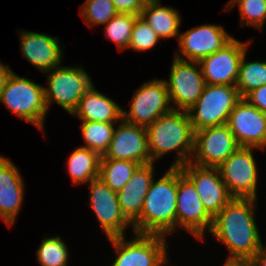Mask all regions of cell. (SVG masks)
Returning a JSON list of instances; mask_svg holds the SVG:
<instances>
[{"mask_svg": "<svg viewBox=\"0 0 266 266\" xmlns=\"http://www.w3.org/2000/svg\"><path fill=\"white\" fill-rule=\"evenodd\" d=\"M253 198H233L213 218L209 233L228 248V258L251 259L262 242L254 218Z\"/></svg>", "mask_w": 266, "mask_h": 266, "instance_id": "1", "label": "cell"}, {"mask_svg": "<svg viewBox=\"0 0 266 266\" xmlns=\"http://www.w3.org/2000/svg\"><path fill=\"white\" fill-rule=\"evenodd\" d=\"M178 168L170 167L152 180L140 217L131 225L138 234H166L176 231Z\"/></svg>", "mask_w": 266, "mask_h": 266, "instance_id": "2", "label": "cell"}, {"mask_svg": "<svg viewBox=\"0 0 266 266\" xmlns=\"http://www.w3.org/2000/svg\"><path fill=\"white\" fill-rule=\"evenodd\" d=\"M152 163L168 152L177 151L170 167L189 163L194 150V130L187 111L171 110L146 127ZM189 153V154H188Z\"/></svg>", "mask_w": 266, "mask_h": 266, "instance_id": "3", "label": "cell"}, {"mask_svg": "<svg viewBox=\"0 0 266 266\" xmlns=\"http://www.w3.org/2000/svg\"><path fill=\"white\" fill-rule=\"evenodd\" d=\"M0 102L20 119L44 130L48 108L45 102L44 86L12 71L0 92Z\"/></svg>", "mask_w": 266, "mask_h": 266, "instance_id": "4", "label": "cell"}, {"mask_svg": "<svg viewBox=\"0 0 266 266\" xmlns=\"http://www.w3.org/2000/svg\"><path fill=\"white\" fill-rule=\"evenodd\" d=\"M241 99L236 86L206 84L196 103L187 111L193 130L227 124L230 113Z\"/></svg>", "mask_w": 266, "mask_h": 266, "instance_id": "5", "label": "cell"}, {"mask_svg": "<svg viewBox=\"0 0 266 266\" xmlns=\"http://www.w3.org/2000/svg\"><path fill=\"white\" fill-rule=\"evenodd\" d=\"M132 241L125 236L108 238L118 253L111 266H164L168 262L166 236L135 233Z\"/></svg>", "mask_w": 266, "mask_h": 266, "instance_id": "6", "label": "cell"}, {"mask_svg": "<svg viewBox=\"0 0 266 266\" xmlns=\"http://www.w3.org/2000/svg\"><path fill=\"white\" fill-rule=\"evenodd\" d=\"M48 74V85L44 87L47 108L52 102L59 104L65 111L72 114L79 100L93 86L91 78L83 67L58 66L45 72Z\"/></svg>", "mask_w": 266, "mask_h": 266, "instance_id": "7", "label": "cell"}, {"mask_svg": "<svg viewBox=\"0 0 266 266\" xmlns=\"http://www.w3.org/2000/svg\"><path fill=\"white\" fill-rule=\"evenodd\" d=\"M255 147H239L217 168L222 181L234 198L257 199V166L252 153Z\"/></svg>", "mask_w": 266, "mask_h": 266, "instance_id": "8", "label": "cell"}, {"mask_svg": "<svg viewBox=\"0 0 266 266\" xmlns=\"http://www.w3.org/2000/svg\"><path fill=\"white\" fill-rule=\"evenodd\" d=\"M173 60L169 81H165L170 103H174L171 107L173 110L188 111L202 94L206 82L199 62L184 61L175 57Z\"/></svg>", "mask_w": 266, "mask_h": 266, "instance_id": "9", "label": "cell"}, {"mask_svg": "<svg viewBox=\"0 0 266 266\" xmlns=\"http://www.w3.org/2000/svg\"><path fill=\"white\" fill-rule=\"evenodd\" d=\"M239 147L227 124L202 128L194 131L190 162L202 167H218Z\"/></svg>", "mask_w": 266, "mask_h": 266, "instance_id": "10", "label": "cell"}, {"mask_svg": "<svg viewBox=\"0 0 266 266\" xmlns=\"http://www.w3.org/2000/svg\"><path fill=\"white\" fill-rule=\"evenodd\" d=\"M165 80L145 82L136 90L130 110H123V119L129 123L147 127L158 117L172 110Z\"/></svg>", "mask_w": 266, "mask_h": 266, "instance_id": "11", "label": "cell"}, {"mask_svg": "<svg viewBox=\"0 0 266 266\" xmlns=\"http://www.w3.org/2000/svg\"><path fill=\"white\" fill-rule=\"evenodd\" d=\"M212 224L213 217L204 208L195 186L178 168L176 226L203 240L205 231L210 232Z\"/></svg>", "mask_w": 266, "mask_h": 266, "instance_id": "12", "label": "cell"}, {"mask_svg": "<svg viewBox=\"0 0 266 266\" xmlns=\"http://www.w3.org/2000/svg\"><path fill=\"white\" fill-rule=\"evenodd\" d=\"M180 169L195 186L204 208L213 218L234 198L217 167H202L189 162Z\"/></svg>", "mask_w": 266, "mask_h": 266, "instance_id": "13", "label": "cell"}, {"mask_svg": "<svg viewBox=\"0 0 266 266\" xmlns=\"http://www.w3.org/2000/svg\"><path fill=\"white\" fill-rule=\"evenodd\" d=\"M101 159L134 161L140 165L152 163L146 127L122 118V123L115 128L109 147Z\"/></svg>", "mask_w": 266, "mask_h": 266, "instance_id": "14", "label": "cell"}, {"mask_svg": "<svg viewBox=\"0 0 266 266\" xmlns=\"http://www.w3.org/2000/svg\"><path fill=\"white\" fill-rule=\"evenodd\" d=\"M90 206L105 232L107 239L125 236V228L131 223L123 215L117 192L111 190L99 178L90 180Z\"/></svg>", "mask_w": 266, "mask_h": 266, "instance_id": "15", "label": "cell"}, {"mask_svg": "<svg viewBox=\"0 0 266 266\" xmlns=\"http://www.w3.org/2000/svg\"><path fill=\"white\" fill-rule=\"evenodd\" d=\"M234 37L220 25L204 24L180 33L179 51L186 58L176 53L175 58L184 61L199 62L203 58L222 49Z\"/></svg>", "mask_w": 266, "mask_h": 266, "instance_id": "16", "label": "cell"}, {"mask_svg": "<svg viewBox=\"0 0 266 266\" xmlns=\"http://www.w3.org/2000/svg\"><path fill=\"white\" fill-rule=\"evenodd\" d=\"M247 43L233 38L222 49L199 61L206 84L236 86L239 65Z\"/></svg>", "mask_w": 266, "mask_h": 266, "instance_id": "17", "label": "cell"}, {"mask_svg": "<svg viewBox=\"0 0 266 266\" xmlns=\"http://www.w3.org/2000/svg\"><path fill=\"white\" fill-rule=\"evenodd\" d=\"M227 126L240 147L266 148V114L244 98L230 113Z\"/></svg>", "mask_w": 266, "mask_h": 266, "instance_id": "18", "label": "cell"}, {"mask_svg": "<svg viewBox=\"0 0 266 266\" xmlns=\"http://www.w3.org/2000/svg\"><path fill=\"white\" fill-rule=\"evenodd\" d=\"M24 182L17 166L0 155V218L11 227L21 209Z\"/></svg>", "mask_w": 266, "mask_h": 266, "instance_id": "19", "label": "cell"}, {"mask_svg": "<svg viewBox=\"0 0 266 266\" xmlns=\"http://www.w3.org/2000/svg\"><path fill=\"white\" fill-rule=\"evenodd\" d=\"M21 33L20 50L32 65L43 73L60 66L63 53L57 37L25 30Z\"/></svg>", "mask_w": 266, "mask_h": 266, "instance_id": "20", "label": "cell"}, {"mask_svg": "<svg viewBox=\"0 0 266 266\" xmlns=\"http://www.w3.org/2000/svg\"><path fill=\"white\" fill-rule=\"evenodd\" d=\"M154 163L140 165L127 184L117 192L121 211L133 224L141 215L144 199L154 179Z\"/></svg>", "mask_w": 266, "mask_h": 266, "instance_id": "21", "label": "cell"}, {"mask_svg": "<svg viewBox=\"0 0 266 266\" xmlns=\"http://www.w3.org/2000/svg\"><path fill=\"white\" fill-rule=\"evenodd\" d=\"M82 121L119 123L123 118V109L109 97L98 92L94 85L79 100L72 112Z\"/></svg>", "mask_w": 266, "mask_h": 266, "instance_id": "22", "label": "cell"}, {"mask_svg": "<svg viewBox=\"0 0 266 266\" xmlns=\"http://www.w3.org/2000/svg\"><path fill=\"white\" fill-rule=\"evenodd\" d=\"M140 16L149 24L152 30L161 38L177 37L179 39L181 16L170 6L159 3H148L144 6Z\"/></svg>", "mask_w": 266, "mask_h": 266, "instance_id": "23", "label": "cell"}, {"mask_svg": "<svg viewBox=\"0 0 266 266\" xmlns=\"http://www.w3.org/2000/svg\"><path fill=\"white\" fill-rule=\"evenodd\" d=\"M101 155L85 147H78L67 161L68 172L74 184L87 183L99 177Z\"/></svg>", "mask_w": 266, "mask_h": 266, "instance_id": "24", "label": "cell"}, {"mask_svg": "<svg viewBox=\"0 0 266 266\" xmlns=\"http://www.w3.org/2000/svg\"><path fill=\"white\" fill-rule=\"evenodd\" d=\"M139 166L134 161L101 159L98 178L111 190L119 192Z\"/></svg>", "mask_w": 266, "mask_h": 266, "instance_id": "25", "label": "cell"}, {"mask_svg": "<svg viewBox=\"0 0 266 266\" xmlns=\"http://www.w3.org/2000/svg\"><path fill=\"white\" fill-rule=\"evenodd\" d=\"M115 123L83 121L80 125L85 148L99 153L101 156L107 151L113 138Z\"/></svg>", "mask_w": 266, "mask_h": 266, "instance_id": "26", "label": "cell"}, {"mask_svg": "<svg viewBox=\"0 0 266 266\" xmlns=\"http://www.w3.org/2000/svg\"><path fill=\"white\" fill-rule=\"evenodd\" d=\"M246 53L241 58L236 81V88L242 98L253 89L266 85V61L247 62Z\"/></svg>", "mask_w": 266, "mask_h": 266, "instance_id": "27", "label": "cell"}, {"mask_svg": "<svg viewBox=\"0 0 266 266\" xmlns=\"http://www.w3.org/2000/svg\"><path fill=\"white\" fill-rule=\"evenodd\" d=\"M137 17L134 14L118 13L105 24V35L117 44L118 49L128 48Z\"/></svg>", "mask_w": 266, "mask_h": 266, "instance_id": "28", "label": "cell"}, {"mask_svg": "<svg viewBox=\"0 0 266 266\" xmlns=\"http://www.w3.org/2000/svg\"><path fill=\"white\" fill-rule=\"evenodd\" d=\"M67 245L60 236L49 237L42 240L37 250V260L41 266H67Z\"/></svg>", "mask_w": 266, "mask_h": 266, "instance_id": "29", "label": "cell"}, {"mask_svg": "<svg viewBox=\"0 0 266 266\" xmlns=\"http://www.w3.org/2000/svg\"><path fill=\"white\" fill-rule=\"evenodd\" d=\"M236 3L240 11L241 26L250 25L262 31L266 21V0H230L224 9L229 10Z\"/></svg>", "mask_w": 266, "mask_h": 266, "instance_id": "30", "label": "cell"}, {"mask_svg": "<svg viewBox=\"0 0 266 266\" xmlns=\"http://www.w3.org/2000/svg\"><path fill=\"white\" fill-rule=\"evenodd\" d=\"M80 10L84 21L91 26L104 25L118 14L112 0H86Z\"/></svg>", "mask_w": 266, "mask_h": 266, "instance_id": "31", "label": "cell"}, {"mask_svg": "<svg viewBox=\"0 0 266 266\" xmlns=\"http://www.w3.org/2000/svg\"><path fill=\"white\" fill-rule=\"evenodd\" d=\"M159 40L160 37L149 24L141 16H138L135 19L128 48L138 52L147 51L153 48Z\"/></svg>", "mask_w": 266, "mask_h": 266, "instance_id": "32", "label": "cell"}, {"mask_svg": "<svg viewBox=\"0 0 266 266\" xmlns=\"http://www.w3.org/2000/svg\"><path fill=\"white\" fill-rule=\"evenodd\" d=\"M118 13L140 16L146 5L143 0H112Z\"/></svg>", "mask_w": 266, "mask_h": 266, "instance_id": "33", "label": "cell"}, {"mask_svg": "<svg viewBox=\"0 0 266 266\" xmlns=\"http://www.w3.org/2000/svg\"><path fill=\"white\" fill-rule=\"evenodd\" d=\"M249 104L266 114V85L255 88L243 97Z\"/></svg>", "mask_w": 266, "mask_h": 266, "instance_id": "34", "label": "cell"}, {"mask_svg": "<svg viewBox=\"0 0 266 266\" xmlns=\"http://www.w3.org/2000/svg\"><path fill=\"white\" fill-rule=\"evenodd\" d=\"M251 260L254 266H266V247L263 244Z\"/></svg>", "mask_w": 266, "mask_h": 266, "instance_id": "35", "label": "cell"}, {"mask_svg": "<svg viewBox=\"0 0 266 266\" xmlns=\"http://www.w3.org/2000/svg\"><path fill=\"white\" fill-rule=\"evenodd\" d=\"M224 266H254L251 259L227 258Z\"/></svg>", "mask_w": 266, "mask_h": 266, "instance_id": "36", "label": "cell"}, {"mask_svg": "<svg viewBox=\"0 0 266 266\" xmlns=\"http://www.w3.org/2000/svg\"><path fill=\"white\" fill-rule=\"evenodd\" d=\"M11 73L12 70L8 65H4L3 63L0 64V92Z\"/></svg>", "mask_w": 266, "mask_h": 266, "instance_id": "37", "label": "cell"}, {"mask_svg": "<svg viewBox=\"0 0 266 266\" xmlns=\"http://www.w3.org/2000/svg\"><path fill=\"white\" fill-rule=\"evenodd\" d=\"M143 2L145 4H148V3H159V0H143Z\"/></svg>", "mask_w": 266, "mask_h": 266, "instance_id": "38", "label": "cell"}]
</instances>
